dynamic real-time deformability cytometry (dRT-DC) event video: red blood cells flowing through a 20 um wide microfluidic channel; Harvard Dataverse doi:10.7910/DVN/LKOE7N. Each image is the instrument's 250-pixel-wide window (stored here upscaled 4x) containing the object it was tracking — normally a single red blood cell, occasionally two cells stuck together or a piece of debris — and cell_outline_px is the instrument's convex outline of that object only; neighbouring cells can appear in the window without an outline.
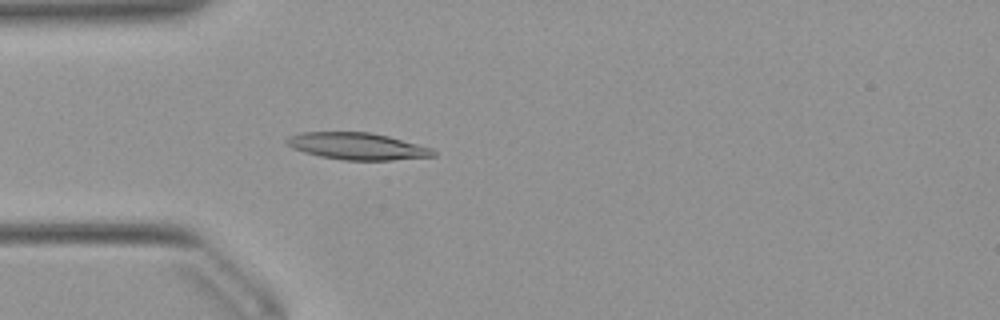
{"species": "Egyptian fruit bat (a non-hibernating species)", "species_latin": "Rousettus aegyptiacus", "temperature_condition": "warm", "stored_images_in_passage": 51, "camera_frame_rate_fps": 3000, "um_per_image_px": 0.085, "animal": {"sex": "female"}, "frame": {"image": 1, "passage_image": 14, "time_ms": 4.333, "image_size_px": [1000, 320], "cell_outline_px": [[436, 156], [392, 160], [344, 160], [320, 156], [304, 152], [292, 148], [284, 140], [288, 136], [300, 132], [368, 132], [388, 136], [432, 148], [436, 152]], "centroid_in_image_um": [30.36, 12.42], "position_along_channel_um": 54.6, "area_um2": 22.95}}
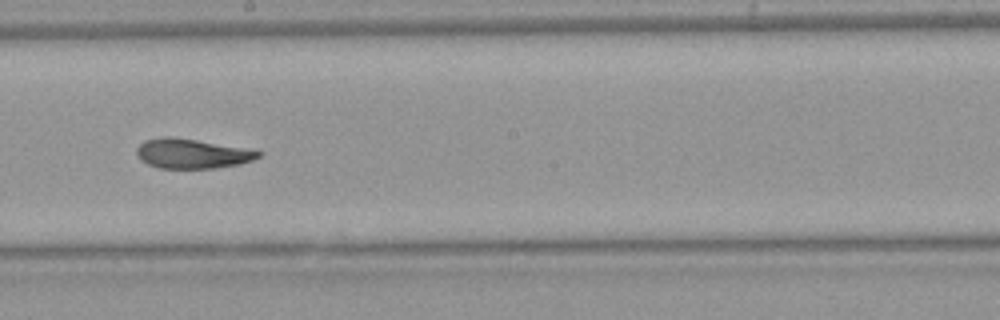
{"frame": {"image": 2, "passage_image": 28, "time_ms": 9.0, "image_size_px": [1000, 320], "cell_outline_px": [[264, 152], [260, 156], [252, 160], [240, 164], [212, 168], [160, 168], [148, 164], [140, 160], [136, 156], [136, 148], [144, 140], [160, 136], [172, 136], [196, 140]], "centroid_in_image_um": [16.25, 13.05], "position_along_channel_um": 232.0, "area_um2": 20.92}}
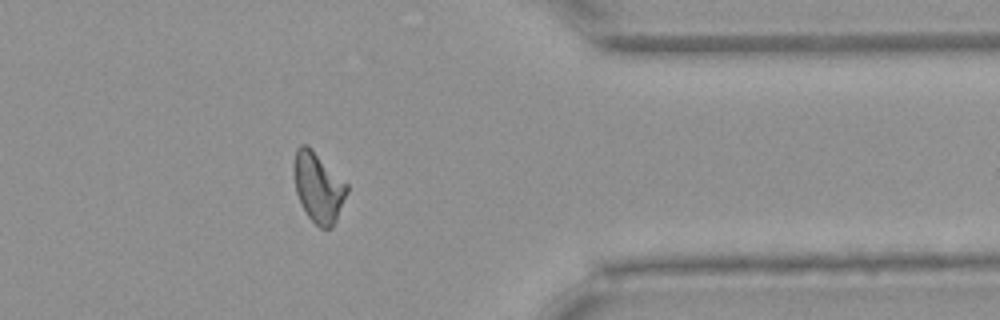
{"frame": {"image": 3, "passage_image": 41, "time_ms": 13.333, "image_size_px": [1000, 320], "cell_outline_px": [[348, 192], [336, 220], [332, 228], [320, 228], [308, 216], [300, 204], [296, 192], [292, 168], [296, 148], [300, 144], [308, 144], [348, 184]], "centroid_in_image_um": [27.04, 15.89], "position_along_channel_um": 384.4, "area_um2": 21.91}, "authors_computed_cell_mechanics": {"area_um2": 21.675, "velocity_mm_per_s": 3.9073, "shape_relaxation_time_tau1_ms": 5.166, "shape_relaxation_time_tau2_ms": 2.9949, "deformation_change_tau1": 0.1901, "deformation_change_tau2": 0.1096}}